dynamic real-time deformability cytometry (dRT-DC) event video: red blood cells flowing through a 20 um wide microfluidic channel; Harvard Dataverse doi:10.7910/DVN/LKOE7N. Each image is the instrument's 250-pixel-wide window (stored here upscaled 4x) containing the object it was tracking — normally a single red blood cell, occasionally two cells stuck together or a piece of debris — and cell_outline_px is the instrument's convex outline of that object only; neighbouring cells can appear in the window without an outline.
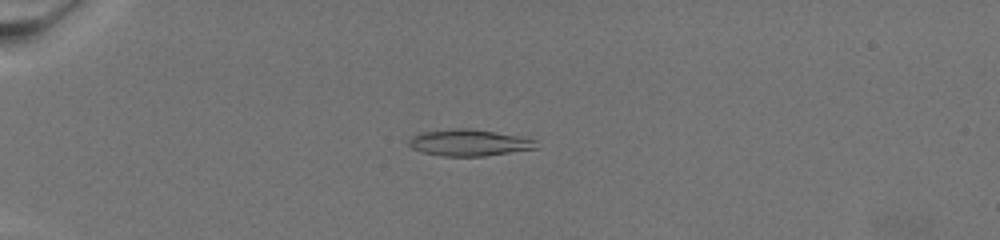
{"species": "common noctule bat (a hibernating species)", "species_latin": "Nyctalus noctula", "temperature_condition": "warm", "stored_images_in_passage": 74, "camera_frame_rate_fps": 3000, "um_per_image_px": 0.085, "animal": {"sex": "female", "body_mass_g": 19.5, "forearm_length_mm": 54.1}, "frame": {"image": 1, "passage_image": 23, "time_ms": 7.333, "image_size_px": [1000, 240], "cell_outline_px": [[540, 148], [484, 156], [444, 156], [420, 152], [412, 148], [408, 144], [408, 140], [412, 136], [420, 132], [456, 128], [468, 128], [516, 136], [536, 140]], "centroid_in_image_um": [39.84, 12.14], "position_along_channel_um": 45.2, "area_um2": 19.65}}
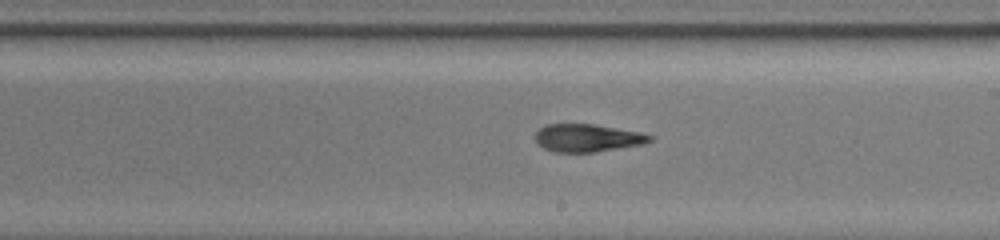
{"frame": {"image": 2, "passage_image": 47, "time_ms": 15.333, "image_size_px": [1000, 240], "cell_outline_px": [[652, 140], [644, 144], [596, 152], [556, 152], [544, 148], [536, 140], [536, 132], [544, 124], [596, 124], [640, 132], [652, 136]], "centroid_in_image_um": [49.95, 11.72], "position_along_channel_um": 239.1, "area_um2": 18.5}}
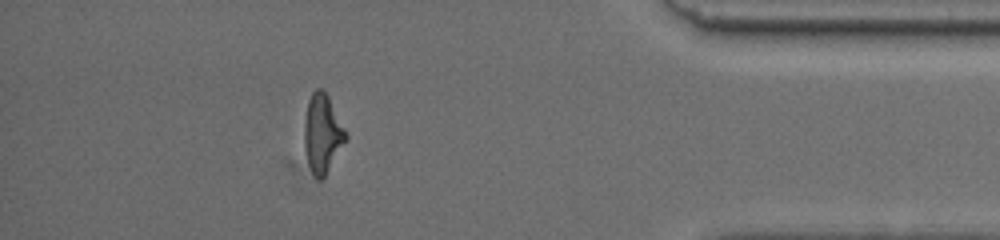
{"frame": {"image": 3, "passage_image": 67, "time_ms": 22.0, "image_size_px": [1000, 240], "cell_outline_px": [[348, 136], [324, 176], [320, 180], [316, 180], [308, 164], [304, 148], [304, 124], [308, 100], [312, 92], [316, 88], [320, 88], [328, 96]], "centroid_in_image_um": [27.37, 11.35], "position_along_channel_um": 407.8, "area_um2": 18.61}}